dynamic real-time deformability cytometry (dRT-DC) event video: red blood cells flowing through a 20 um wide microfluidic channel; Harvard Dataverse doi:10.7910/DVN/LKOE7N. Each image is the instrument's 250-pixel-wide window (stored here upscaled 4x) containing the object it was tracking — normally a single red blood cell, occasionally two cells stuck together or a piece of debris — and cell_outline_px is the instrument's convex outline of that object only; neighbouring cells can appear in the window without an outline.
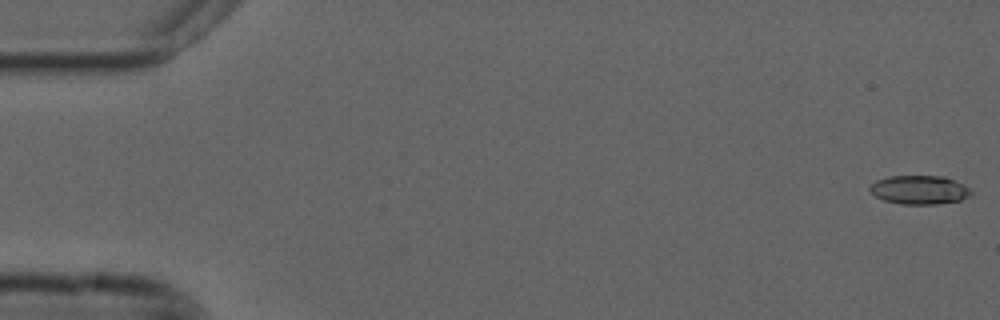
{"species": "common noctule bat (a hibernating species)", "species_latin": "Nyctalus noctula", "temperature_condition": "cold", "stored_images_in_passage": 11, "camera_frame_rate_fps": 3000, "um_per_image_px": 0.085, "animal": {"sex": "male", "forearm_length_mm": 52.5}, "frame": {"image": 1, "passage_image": 1, "time_ms": 0.0, "image_size_px": [1000, 320], "cell_outline_px": [[972, 196], [960, 200], [936, 204], [900, 204], [884, 200], [876, 196], [868, 188], [876, 180], [888, 176], [944, 176], [964, 184], [972, 192]], "centroid_in_image_um": [78.17, 16.13], "position_along_channel_um": 6.8, "area_um2": 16.99}}